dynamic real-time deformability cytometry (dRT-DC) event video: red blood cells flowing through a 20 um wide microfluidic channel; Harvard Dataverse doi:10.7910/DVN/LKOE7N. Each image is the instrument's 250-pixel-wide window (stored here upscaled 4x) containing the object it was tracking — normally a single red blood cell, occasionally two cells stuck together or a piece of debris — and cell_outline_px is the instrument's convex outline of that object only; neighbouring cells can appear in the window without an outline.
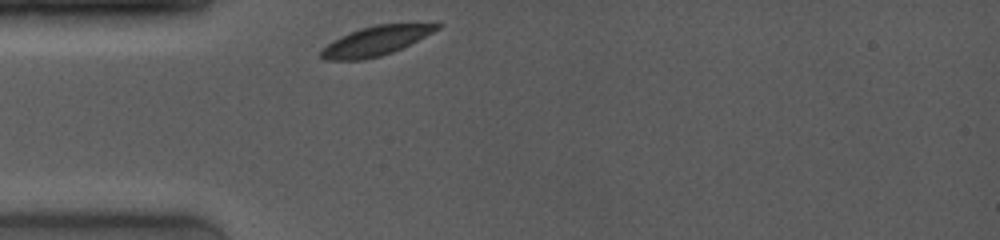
{"species": "common noctule bat (a hibernating species)", "species_latin": "Nyctalus noctula", "temperature_condition": "room temperature", "stored_images_in_passage": 1, "camera_frame_rate_fps": 4000, "um_per_image_px": 0.085, "animal": {"sex": "female", "body_mass_g": 19.0, "forearm_length_mm": 53.3}, "frame": {"image": 1, "passage_image": 1, "time_ms": 0.0, "image_size_px": [1000, 240], "cell_outline_px": [[440, 28], [392, 52], [380, 56], [364, 60], [324, 60], [320, 56], [320, 52], [332, 40], [340, 36], [360, 28], [376, 24], [440, 24]], "centroid_in_image_um": [31.85, 3.49], "position_along_channel_um": 53.1, "area_um2": 19.36}}